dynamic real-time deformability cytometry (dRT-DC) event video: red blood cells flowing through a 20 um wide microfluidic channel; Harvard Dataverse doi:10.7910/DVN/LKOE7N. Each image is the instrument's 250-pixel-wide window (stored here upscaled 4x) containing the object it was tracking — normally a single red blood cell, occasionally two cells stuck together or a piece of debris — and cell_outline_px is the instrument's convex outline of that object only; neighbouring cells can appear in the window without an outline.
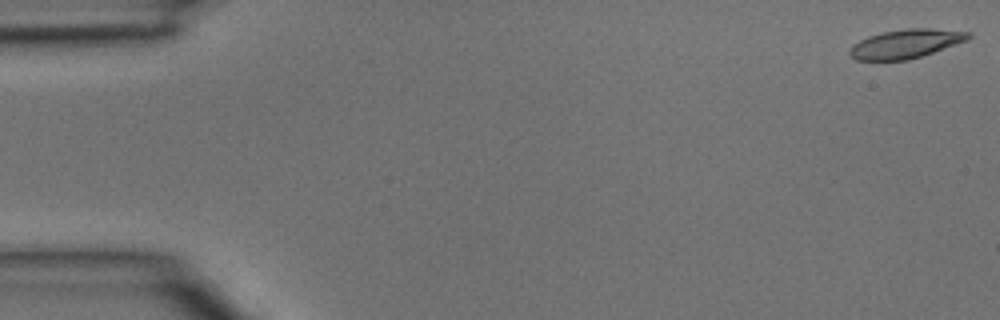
{"species": "common noctule bat (a hibernating species)", "species_latin": "Nyctalus noctula", "temperature_condition": "room temperature", "stored_images_in_passage": 11, "camera_frame_rate_fps": 3000, "um_per_image_px": 0.085, "animal": {"sex": "male", "body_mass_g": 15.6}, "frame": {"image": 1, "passage_image": 1, "time_ms": 0.0, "image_size_px": [1000, 320], "cell_outline_px": [[972, 36], [968, 40], [908, 60], [856, 60], [848, 52], [852, 44], [868, 36], [884, 32], [908, 28], [932, 28], [972, 32]], "centroid_in_image_um": [77.0, 3.71], "position_along_channel_um": 8.0, "area_um2": 19.88}}
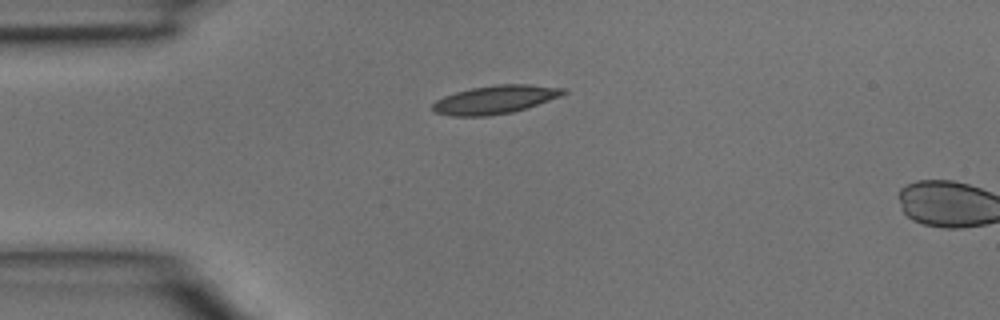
{"frame": {"image": 2, "passage_image": 10, "time_ms": 3.0, "image_size_px": [1000, 320], "cell_outline_px": [[568, 92], [560, 96], [528, 108], [512, 112], [488, 116], [452, 116], [432, 112], [432, 104], [436, 100], [444, 96], [456, 92], [472, 88], [496, 84], [528, 84], [568, 88]], "centroid_in_image_um": [42.1, 8.46], "position_along_channel_um": 42.9, "area_um2": 21.79}}